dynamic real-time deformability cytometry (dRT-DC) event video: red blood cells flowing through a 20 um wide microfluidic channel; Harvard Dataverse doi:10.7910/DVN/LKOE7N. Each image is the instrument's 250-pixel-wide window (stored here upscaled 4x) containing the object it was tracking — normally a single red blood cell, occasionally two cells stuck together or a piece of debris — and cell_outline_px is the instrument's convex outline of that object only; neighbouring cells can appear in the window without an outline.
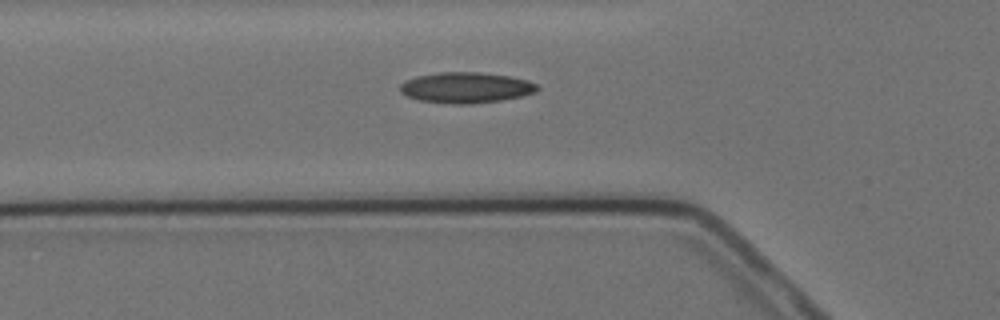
{"species": "Egyptian fruit bat (a non-hibernating species)", "species_latin": "Rousettus aegyptiacus", "temperature_condition": "cold", "stored_images_in_passage": 5, "camera_frame_rate_fps": 3000, "um_per_image_px": 0.085, "animal": {"sex": "female"}, "frame": {"image": 1, "passage_image": 5, "time_ms": 5.667, "image_size_px": [1000, 320], "cell_outline_px": [[540, 88], [536, 92], [520, 96], [500, 100], [472, 104], [444, 104], [420, 100], [408, 96], [400, 92], [400, 84], [404, 80], [416, 76], [440, 72], [480, 72], [508, 76], [528, 80], [536, 84]], "centroid_in_image_um": [39.58, 7.45], "position_along_channel_um": 86.2, "area_um2": 24.68}}